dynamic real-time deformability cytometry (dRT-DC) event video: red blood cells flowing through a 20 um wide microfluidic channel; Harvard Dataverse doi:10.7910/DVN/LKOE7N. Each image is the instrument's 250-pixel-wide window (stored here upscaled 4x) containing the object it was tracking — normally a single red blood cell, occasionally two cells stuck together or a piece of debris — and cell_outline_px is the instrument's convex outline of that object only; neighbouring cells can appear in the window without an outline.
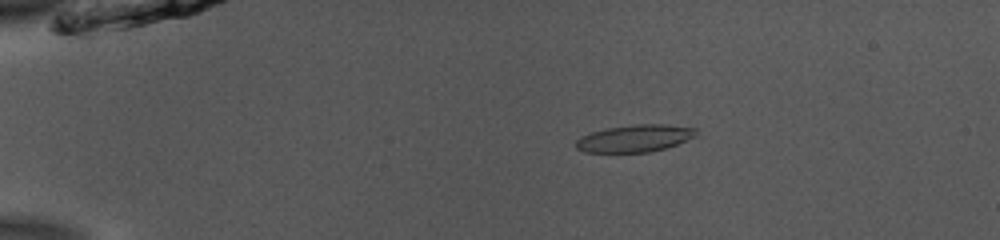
{"species": "common noctule bat (a hibernating species)", "species_latin": "Nyctalus noctula", "temperature_condition": "room temperature", "stored_images_in_passage": 53, "camera_frame_rate_fps": 3000, "um_per_image_px": 0.085, "animal": {"sex": "male", "body_mass_g": 13.0, "forearm_length_mm": 53.1}, "frame": {"image": 1, "passage_image": 11, "time_ms": 3.333, "image_size_px": [1000, 240], "cell_outline_px": [[696, 136], [676, 144], [664, 148], [648, 152], [584, 152], [576, 148], [576, 140], [580, 136], [592, 132], [608, 128], [636, 124], [664, 124], [696, 128]], "centroid_in_image_um": [53.93, 11.76], "position_along_channel_um": 31.1, "area_um2": 18.84}}
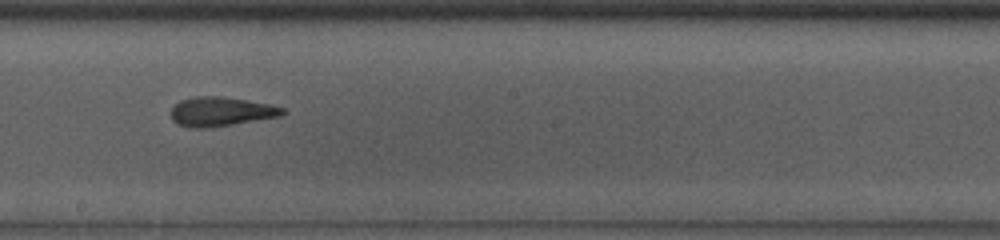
{"frame": {"image": 2, "passage_image": 31, "time_ms": 10.0, "image_size_px": [1000, 240], "cell_outline_px": [[288, 112], [280, 116], [208, 128], [192, 128], [176, 124], [172, 120], [172, 108], [180, 100], [196, 96], [220, 96], [248, 100], [272, 104], [288, 108]], "centroid_in_image_um": [18.83, 9.48], "position_along_channel_um": 229.4, "area_um2": 19.19}}
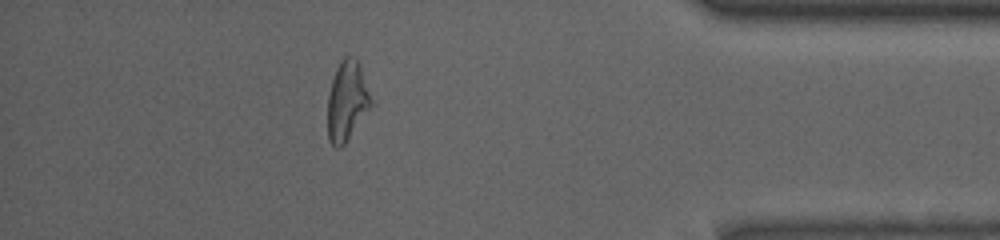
{"frame": {"image": 3, "passage_image": 47, "time_ms": 15.333, "image_size_px": [1000, 240], "cell_outline_px": [[376, 104], [344, 144], [340, 148], [336, 148], [328, 140], [328, 96], [332, 80], [336, 68], [340, 60], [344, 56], [348, 56], [356, 60], [360, 64]], "centroid_in_image_um": [29.56, 8.59], "position_along_channel_um": 405.6, "area_um2": 20.81}, "authors_computed_cell_mechanics": {"area_um2": 19.363, "velocity_mm_per_s": 3.8909, "shape_relaxation_time_tau1_ms": 6.2971, "shape_relaxation_time_tau2_ms": 2.0569, "deformation_change_tau1": 0.2227, "deformation_change_tau2": 0.1128}}